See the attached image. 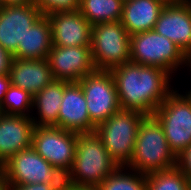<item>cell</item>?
Returning <instances> with one entry per match:
<instances>
[{"label": "cell", "mask_w": 191, "mask_h": 190, "mask_svg": "<svg viewBox=\"0 0 191 190\" xmlns=\"http://www.w3.org/2000/svg\"><path fill=\"white\" fill-rule=\"evenodd\" d=\"M91 122L97 126L121 109L111 71L95 70L78 81Z\"/></svg>", "instance_id": "10"}, {"label": "cell", "mask_w": 191, "mask_h": 190, "mask_svg": "<svg viewBox=\"0 0 191 190\" xmlns=\"http://www.w3.org/2000/svg\"><path fill=\"white\" fill-rule=\"evenodd\" d=\"M11 86L10 78L8 74H0V103L4 99L5 94Z\"/></svg>", "instance_id": "29"}, {"label": "cell", "mask_w": 191, "mask_h": 190, "mask_svg": "<svg viewBox=\"0 0 191 190\" xmlns=\"http://www.w3.org/2000/svg\"><path fill=\"white\" fill-rule=\"evenodd\" d=\"M118 167L95 132L79 133L75 158L65 183L98 187Z\"/></svg>", "instance_id": "2"}, {"label": "cell", "mask_w": 191, "mask_h": 190, "mask_svg": "<svg viewBox=\"0 0 191 190\" xmlns=\"http://www.w3.org/2000/svg\"><path fill=\"white\" fill-rule=\"evenodd\" d=\"M146 190H189V181L176 166L146 174Z\"/></svg>", "instance_id": "23"}, {"label": "cell", "mask_w": 191, "mask_h": 190, "mask_svg": "<svg viewBox=\"0 0 191 190\" xmlns=\"http://www.w3.org/2000/svg\"><path fill=\"white\" fill-rule=\"evenodd\" d=\"M187 67L191 71V53L187 56Z\"/></svg>", "instance_id": "35"}, {"label": "cell", "mask_w": 191, "mask_h": 190, "mask_svg": "<svg viewBox=\"0 0 191 190\" xmlns=\"http://www.w3.org/2000/svg\"><path fill=\"white\" fill-rule=\"evenodd\" d=\"M34 4L8 5L0 9V46L13 55L23 44L28 28L42 16Z\"/></svg>", "instance_id": "12"}, {"label": "cell", "mask_w": 191, "mask_h": 190, "mask_svg": "<svg viewBox=\"0 0 191 190\" xmlns=\"http://www.w3.org/2000/svg\"><path fill=\"white\" fill-rule=\"evenodd\" d=\"M0 190H6L4 173H0Z\"/></svg>", "instance_id": "32"}, {"label": "cell", "mask_w": 191, "mask_h": 190, "mask_svg": "<svg viewBox=\"0 0 191 190\" xmlns=\"http://www.w3.org/2000/svg\"><path fill=\"white\" fill-rule=\"evenodd\" d=\"M91 53L96 70L111 71L131 61L130 35L120 21L92 26Z\"/></svg>", "instance_id": "6"}, {"label": "cell", "mask_w": 191, "mask_h": 190, "mask_svg": "<svg viewBox=\"0 0 191 190\" xmlns=\"http://www.w3.org/2000/svg\"><path fill=\"white\" fill-rule=\"evenodd\" d=\"M164 4L157 0L123 2L121 24L130 36L154 29Z\"/></svg>", "instance_id": "18"}, {"label": "cell", "mask_w": 191, "mask_h": 190, "mask_svg": "<svg viewBox=\"0 0 191 190\" xmlns=\"http://www.w3.org/2000/svg\"><path fill=\"white\" fill-rule=\"evenodd\" d=\"M185 94H183L187 100L191 103V90H186V92H184Z\"/></svg>", "instance_id": "34"}, {"label": "cell", "mask_w": 191, "mask_h": 190, "mask_svg": "<svg viewBox=\"0 0 191 190\" xmlns=\"http://www.w3.org/2000/svg\"><path fill=\"white\" fill-rule=\"evenodd\" d=\"M53 46H91L92 25L79 10L47 14Z\"/></svg>", "instance_id": "14"}, {"label": "cell", "mask_w": 191, "mask_h": 190, "mask_svg": "<svg viewBox=\"0 0 191 190\" xmlns=\"http://www.w3.org/2000/svg\"><path fill=\"white\" fill-rule=\"evenodd\" d=\"M4 176L6 185L50 183L59 190L65 185V175L40 156L32 146L19 151L4 163Z\"/></svg>", "instance_id": "8"}, {"label": "cell", "mask_w": 191, "mask_h": 190, "mask_svg": "<svg viewBox=\"0 0 191 190\" xmlns=\"http://www.w3.org/2000/svg\"><path fill=\"white\" fill-rule=\"evenodd\" d=\"M86 99L79 82L64 81V93L58 114V127L76 133L95 132Z\"/></svg>", "instance_id": "15"}, {"label": "cell", "mask_w": 191, "mask_h": 190, "mask_svg": "<svg viewBox=\"0 0 191 190\" xmlns=\"http://www.w3.org/2000/svg\"><path fill=\"white\" fill-rule=\"evenodd\" d=\"M0 173H4V164L0 160Z\"/></svg>", "instance_id": "36"}, {"label": "cell", "mask_w": 191, "mask_h": 190, "mask_svg": "<svg viewBox=\"0 0 191 190\" xmlns=\"http://www.w3.org/2000/svg\"><path fill=\"white\" fill-rule=\"evenodd\" d=\"M121 0H79V11L93 26L101 22L121 21Z\"/></svg>", "instance_id": "21"}, {"label": "cell", "mask_w": 191, "mask_h": 190, "mask_svg": "<svg viewBox=\"0 0 191 190\" xmlns=\"http://www.w3.org/2000/svg\"><path fill=\"white\" fill-rule=\"evenodd\" d=\"M78 133L55 126H35L32 148L65 176L70 171L76 152Z\"/></svg>", "instance_id": "9"}, {"label": "cell", "mask_w": 191, "mask_h": 190, "mask_svg": "<svg viewBox=\"0 0 191 190\" xmlns=\"http://www.w3.org/2000/svg\"><path fill=\"white\" fill-rule=\"evenodd\" d=\"M6 190H59L54 184L36 183L27 185H6Z\"/></svg>", "instance_id": "27"}, {"label": "cell", "mask_w": 191, "mask_h": 190, "mask_svg": "<svg viewBox=\"0 0 191 190\" xmlns=\"http://www.w3.org/2000/svg\"><path fill=\"white\" fill-rule=\"evenodd\" d=\"M130 55L131 62L159 67L170 74L187 66V56L182 50L153 29L130 36Z\"/></svg>", "instance_id": "5"}, {"label": "cell", "mask_w": 191, "mask_h": 190, "mask_svg": "<svg viewBox=\"0 0 191 190\" xmlns=\"http://www.w3.org/2000/svg\"><path fill=\"white\" fill-rule=\"evenodd\" d=\"M63 93L64 81L54 79L33 96L32 108L38 112V117L31 115L35 126L58 127V114Z\"/></svg>", "instance_id": "20"}, {"label": "cell", "mask_w": 191, "mask_h": 190, "mask_svg": "<svg viewBox=\"0 0 191 190\" xmlns=\"http://www.w3.org/2000/svg\"><path fill=\"white\" fill-rule=\"evenodd\" d=\"M34 127L31 117L0 114V160L3 164L32 146Z\"/></svg>", "instance_id": "16"}, {"label": "cell", "mask_w": 191, "mask_h": 190, "mask_svg": "<svg viewBox=\"0 0 191 190\" xmlns=\"http://www.w3.org/2000/svg\"><path fill=\"white\" fill-rule=\"evenodd\" d=\"M47 59L55 80L78 82L96 70L91 46H52Z\"/></svg>", "instance_id": "11"}, {"label": "cell", "mask_w": 191, "mask_h": 190, "mask_svg": "<svg viewBox=\"0 0 191 190\" xmlns=\"http://www.w3.org/2000/svg\"><path fill=\"white\" fill-rule=\"evenodd\" d=\"M153 116L160 123L170 150L178 157L191 145V103L174 89Z\"/></svg>", "instance_id": "7"}, {"label": "cell", "mask_w": 191, "mask_h": 190, "mask_svg": "<svg viewBox=\"0 0 191 190\" xmlns=\"http://www.w3.org/2000/svg\"><path fill=\"white\" fill-rule=\"evenodd\" d=\"M177 157L170 150L164 131L153 115L140 122L128 169L149 174L176 167Z\"/></svg>", "instance_id": "3"}, {"label": "cell", "mask_w": 191, "mask_h": 190, "mask_svg": "<svg viewBox=\"0 0 191 190\" xmlns=\"http://www.w3.org/2000/svg\"><path fill=\"white\" fill-rule=\"evenodd\" d=\"M111 73L121 109L153 115L174 91L170 84L172 75L159 67L144 66L130 61L115 67Z\"/></svg>", "instance_id": "1"}, {"label": "cell", "mask_w": 191, "mask_h": 190, "mask_svg": "<svg viewBox=\"0 0 191 190\" xmlns=\"http://www.w3.org/2000/svg\"><path fill=\"white\" fill-rule=\"evenodd\" d=\"M157 1L163 3L164 5H167V4L178 2V1H181V0H157Z\"/></svg>", "instance_id": "33"}, {"label": "cell", "mask_w": 191, "mask_h": 190, "mask_svg": "<svg viewBox=\"0 0 191 190\" xmlns=\"http://www.w3.org/2000/svg\"><path fill=\"white\" fill-rule=\"evenodd\" d=\"M11 85L22 88L34 96L53 79L50 64L45 59L12 58L8 72Z\"/></svg>", "instance_id": "17"}, {"label": "cell", "mask_w": 191, "mask_h": 190, "mask_svg": "<svg viewBox=\"0 0 191 190\" xmlns=\"http://www.w3.org/2000/svg\"><path fill=\"white\" fill-rule=\"evenodd\" d=\"M62 190H99L98 187H86V186H75L71 184L65 183L64 187Z\"/></svg>", "instance_id": "31"}, {"label": "cell", "mask_w": 191, "mask_h": 190, "mask_svg": "<svg viewBox=\"0 0 191 190\" xmlns=\"http://www.w3.org/2000/svg\"><path fill=\"white\" fill-rule=\"evenodd\" d=\"M32 103L33 96L30 93L11 85L0 103V111L8 115L31 117Z\"/></svg>", "instance_id": "24"}, {"label": "cell", "mask_w": 191, "mask_h": 190, "mask_svg": "<svg viewBox=\"0 0 191 190\" xmlns=\"http://www.w3.org/2000/svg\"><path fill=\"white\" fill-rule=\"evenodd\" d=\"M176 166L187 176L188 179L191 177V145L177 157Z\"/></svg>", "instance_id": "26"}, {"label": "cell", "mask_w": 191, "mask_h": 190, "mask_svg": "<svg viewBox=\"0 0 191 190\" xmlns=\"http://www.w3.org/2000/svg\"><path fill=\"white\" fill-rule=\"evenodd\" d=\"M34 4L43 15L79 9V0H34Z\"/></svg>", "instance_id": "25"}, {"label": "cell", "mask_w": 191, "mask_h": 190, "mask_svg": "<svg viewBox=\"0 0 191 190\" xmlns=\"http://www.w3.org/2000/svg\"><path fill=\"white\" fill-rule=\"evenodd\" d=\"M3 7L2 0H0V9Z\"/></svg>", "instance_id": "38"}, {"label": "cell", "mask_w": 191, "mask_h": 190, "mask_svg": "<svg viewBox=\"0 0 191 190\" xmlns=\"http://www.w3.org/2000/svg\"><path fill=\"white\" fill-rule=\"evenodd\" d=\"M12 55L0 46V74H8Z\"/></svg>", "instance_id": "28"}, {"label": "cell", "mask_w": 191, "mask_h": 190, "mask_svg": "<svg viewBox=\"0 0 191 190\" xmlns=\"http://www.w3.org/2000/svg\"><path fill=\"white\" fill-rule=\"evenodd\" d=\"M153 30L174 42L188 56L191 53V0L165 5Z\"/></svg>", "instance_id": "13"}, {"label": "cell", "mask_w": 191, "mask_h": 190, "mask_svg": "<svg viewBox=\"0 0 191 190\" xmlns=\"http://www.w3.org/2000/svg\"><path fill=\"white\" fill-rule=\"evenodd\" d=\"M146 115L135 110L120 109L99 123L95 133L100 137L109 156L118 166H127L132 158L140 122Z\"/></svg>", "instance_id": "4"}, {"label": "cell", "mask_w": 191, "mask_h": 190, "mask_svg": "<svg viewBox=\"0 0 191 190\" xmlns=\"http://www.w3.org/2000/svg\"><path fill=\"white\" fill-rule=\"evenodd\" d=\"M189 181V190H191V177L188 179Z\"/></svg>", "instance_id": "37"}, {"label": "cell", "mask_w": 191, "mask_h": 190, "mask_svg": "<svg viewBox=\"0 0 191 190\" xmlns=\"http://www.w3.org/2000/svg\"><path fill=\"white\" fill-rule=\"evenodd\" d=\"M53 46L50 20L42 15L28 28L23 44L18 45L17 51L12 55L15 59H45Z\"/></svg>", "instance_id": "19"}, {"label": "cell", "mask_w": 191, "mask_h": 190, "mask_svg": "<svg viewBox=\"0 0 191 190\" xmlns=\"http://www.w3.org/2000/svg\"><path fill=\"white\" fill-rule=\"evenodd\" d=\"M3 6L32 4L34 0H2Z\"/></svg>", "instance_id": "30"}, {"label": "cell", "mask_w": 191, "mask_h": 190, "mask_svg": "<svg viewBox=\"0 0 191 190\" xmlns=\"http://www.w3.org/2000/svg\"><path fill=\"white\" fill-rule=\"evenodd\" d=\"M127 170L119 166L98 186L99 190H146V174Z\"/></svg>", "instance_id": "22"}]
</instances>
